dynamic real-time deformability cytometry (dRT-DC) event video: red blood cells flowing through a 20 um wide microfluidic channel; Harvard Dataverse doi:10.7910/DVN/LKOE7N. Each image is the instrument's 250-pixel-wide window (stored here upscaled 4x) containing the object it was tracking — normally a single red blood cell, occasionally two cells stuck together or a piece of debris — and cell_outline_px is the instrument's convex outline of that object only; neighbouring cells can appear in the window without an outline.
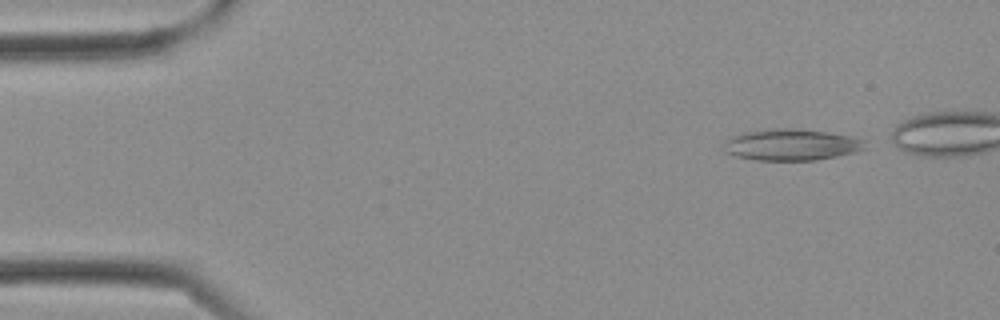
{"species": "Egyptian fruit bat (a non-hibernating species)", "species_latin": "Rousettus aegyptiacus", "temperature_condition": "cold", "stored_images_in_passage": 3, "camera_frame_rate_fps": 3000, "um_per_image_px": 0.085, "frame": {"image": 1, "passage_image": 1, "time_ms": 0.0, "image_size_px": [1000, 320], "cell_outline_px": [[868, 148], [856, 152], [816, 160], [756, 160], [736, 156], [724, 152], [720, 148], [720, 144], [724, 140], [732, 136], [744, 132], [764, 128], [788, 128], [824, 132], [848, 136], [868, 140]], "centroid_in_image_um": [67.22, 12.3], "position_along_channel_um": 17.8, "area_um2": 26.3}}